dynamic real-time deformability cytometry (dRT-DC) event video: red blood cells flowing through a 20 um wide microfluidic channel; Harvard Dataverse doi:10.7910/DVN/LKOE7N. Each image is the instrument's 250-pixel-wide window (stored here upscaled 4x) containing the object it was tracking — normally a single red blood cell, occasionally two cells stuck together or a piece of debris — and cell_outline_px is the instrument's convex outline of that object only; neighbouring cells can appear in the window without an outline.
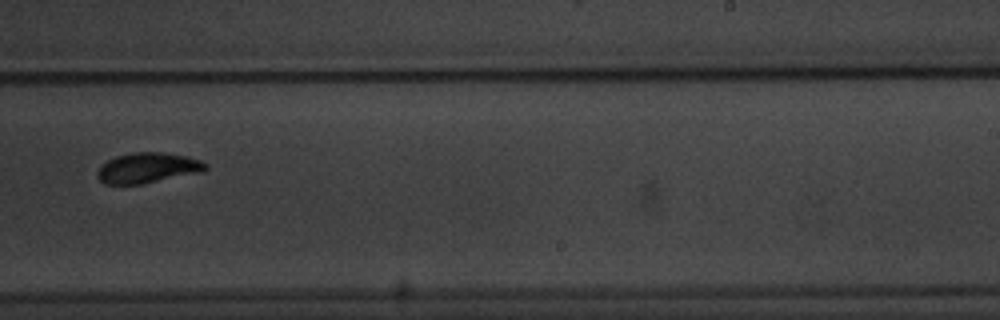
{"species": "common noctule bat (a hibernating species)", "species_latin": "Nyctalus noctula", "temperature_condition": "warm", "stored_images_in_passage": 10, "camera_frame_rate_fps": 3000, "um_per_image_px": 0.085, "animal": {"sex": "male", "body_mass_g": 20.1, "forearm_length_mm": 53.5}, "frame": {"image": 1, "passage_image": 9, "time_ms": 10.333, "image_size_px": [1000, 320], "cell_outline_px": [[208, 168], [204, 172], [144, 184], [104, 184], [96, 176], [96, 172], [108, 160], [116, 156], [132, 152], [160, 152], [188, 156], [200, 160], [208, 164]], "centroid_in_image_um": [12.6, 14.28], "position_along_channel_um": 276.4, "area_um2": 19.36}}
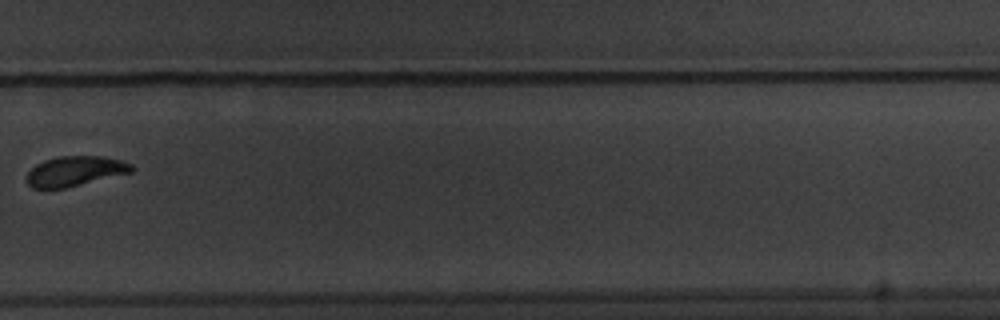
{"frame": {"image": 2, "passage_image": 10, "time_ms": 11.667, "image_size_px": [1000, 320], "cell_outline_px": [[136, 168], [132, 172], [64, 188], [32, 188], [28, 184], [28, 172], [36, 164], [44, 160], [60, 156], [100, 156], [120, 160], [132, 164]], "centroid_in_image_um": [6.4, 14.54], "position_along_channel_um": 323.4, "area_um2": 18.09}}